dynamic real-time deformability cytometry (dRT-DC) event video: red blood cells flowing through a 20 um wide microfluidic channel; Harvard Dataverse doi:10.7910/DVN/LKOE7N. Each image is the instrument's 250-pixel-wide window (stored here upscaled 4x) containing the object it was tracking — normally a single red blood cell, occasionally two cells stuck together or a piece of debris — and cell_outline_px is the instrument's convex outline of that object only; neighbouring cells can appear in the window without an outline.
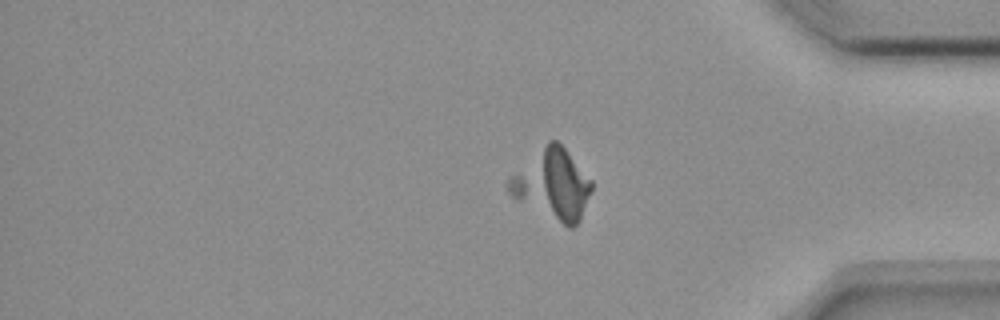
{"species": "common noctule bat (a hibernating species)", "species_latin": "Nyctalus noctula", "temperature_condition": "room temperature", "stored_images_in_passage": 56, "camera_frame_rate_fps": 3000, "um_per_image_px": 0.085, "animal": {"sex": "female", "body_mass_g": 18.4}, "frame": {"image": 1, "passage_image": 46, "time_ms": 15.0, "image_size_px": [1000, 320], "cell_outline_px": [[592, 188], [580, 220], [572, 228], [568, 228], [512, 196], [508, 192], [508, 176], [548, 140], [556, 140], [564, 148], [592, 180]], "centroid_in_image_um": [46.94, 15.66], "position_along_channel_um": 388.3, "area_um2": 33.35}}
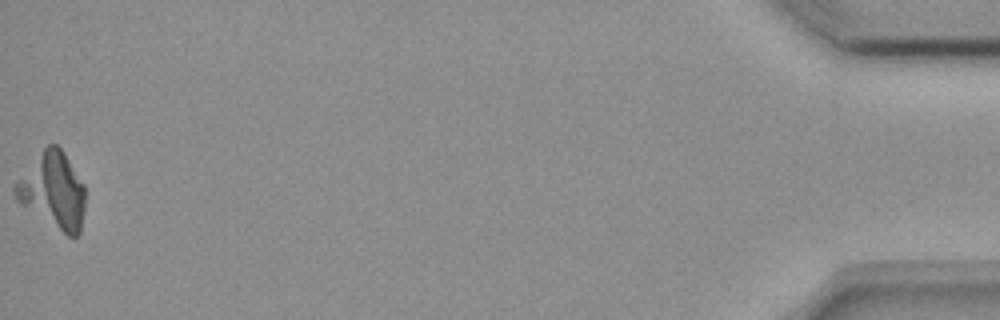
{"frame": {"image": 2, "passage_image": 56, "time_ms": 18.333, "image_size_px": [1000, 320], "cell_outline_px": [[84, 208], [80, 232], [76, 236], [68, 236], [20, 204], [16, 200], [12, 192], [12, 188], [16, 180], [44, 148], [48, 144], [56, 144], [64, 152], [84, 184]], "centroid_in_image_um": [4.48, 16.2], "position_along_channel_um": 430.7, "area_um2": 30.69}}